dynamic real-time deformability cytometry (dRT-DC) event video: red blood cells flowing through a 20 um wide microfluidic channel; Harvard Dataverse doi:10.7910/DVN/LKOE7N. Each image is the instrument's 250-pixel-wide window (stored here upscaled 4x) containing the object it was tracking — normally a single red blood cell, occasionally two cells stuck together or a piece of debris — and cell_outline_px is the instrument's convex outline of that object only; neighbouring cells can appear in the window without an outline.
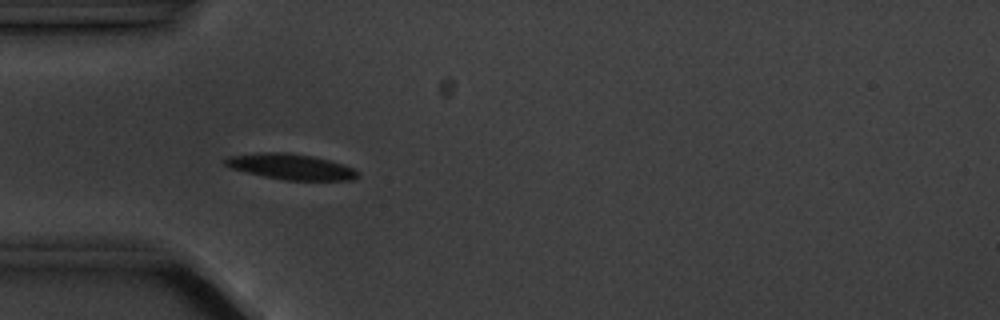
{"species": "common noctule bat (a hibernating species)", "species_latin": "Nyctalus noctula", "temperature_condition": "cold", "stored_images_in_passage": 2, "camera_frame_rate_fps": 3000, "um_per_image_px": 0.085, "animal": {"sex": "male", "body_mass_g": 20.1, "forearm_length_mm": 53.5}, "frame": {"image": 1, "passage_image": 1, "time_ms": 0.0, "image_size_px": [1000, 320], "cell_outline_px": [[360, 176], [352, 180], [284, 180], [264, 176], [232, 168], [224, 164], [224, 160], [232, 156], [260, 152], [284, 152], [312, 156], [344, 164], [360, 172]], "centroid_in_image_um": [24.78, 14.17], "position_along_channel_um": 60.2, "area_um2": 19.59}}